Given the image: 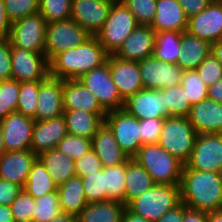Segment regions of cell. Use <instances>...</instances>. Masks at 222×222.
<instances>
[{
  "mask_svg": "<svg viewBox=\"0 0 222 222\" xmlns=\"http://www.w3.org/2000/svg\"><path fill=\"white\" fill-rule=\"evenodd\" d=\"M181 202L203 212L222 210L221 174L197 171L183 165L180 183Z\"/></svg>",
  "mask_w": 222,
  "mask_h": 222,
  "instance_id": "6da1fadb",
  "label": "cell"
},
{
  "mask_svg": "<svg viewBox=\"0 0 222 222\" xmlns=\"http://www.w3.org/2000/svg\"><path fill=\"white\" fill-rule=\"evenodd\" d=\"M109 54L95 36L83 44L55 55L49 61V75L61 80L79 79L107 62Z\"/></svg>",
  "mask_w": 222,
  "mask_h": 222,
  "instance_id": "7a4b0ae2",
  "label": "cell"
},
{
  "mask_svg": "<svg viewBox=\"0 0 222 222\" xmlns=\"http://www.w3.org/2000/svg\"><path fill=\"white\" fill-rule=\"evenodd\" d=\"M132 159L150 174L155 184L180 185L184 164L158 143L142 145Z\"/></svg>",
  "mask_w": 222,
  "mask_h": 222,
  "instance_id": "3957f363",
  "label": "cell"
},
{
  "mask_svg": "<svg viewBox=\"0 0 222 222\" xmlns=\"http://www.w3.org/2000/svg\"><path fill=\"white\" fill-rule=\"evenodd\" d=\"M180 203V185L154 184L141 196L131 200L126 207L146 220L156 222Z\"/></svg>",
  "mask_w": 222,
  "mask_h": 222,
  "instance_id": "277c9868",
  "label": "cell"
},
{
  "mask_svg": "<svg viewBox=\"0 0 222 222\" xmlns=\"http://www.w3.org/2000/svg\"><path fill=\"white\" fill-rule=\"evenodd\" d=\"M196 136L188 117L170 116L164 119L157 143L185 165L192 155Z\"/></svg>",
  "mask_w": 222,
  "mask_h": 222,
  "instance_id": "5b68a950",
  "label": "cell"
},
{
  "mask_svg": "<svg viewBox=\"0 0 222 222\" xmlns=\"http://www.w3.org/2000/svg\"><path fill=\"white\" fill-rule=\"evenodd\" d=\"M138 25L135 16L123 2L115 0L108 18L95 37L109 55H114Z\"/></svg>",
  "mask_w": 222,
  "mask_h": 222,
  "instance_id": "8992f818",
  "label": "cell"
},
{
  "mask_svg": "<svg viewBox=\"0 0 222 222\" xmlns=\"http://www.w3.org/2000/svg\"><path fill=\"white\" fill-rule=\"evenodd\" d=\"M91 35L72 19L47 23L44 54L50 61L55 55L77 47Z\"/></svg>",
  "mask_w": 222,
  "mask_h": 222,
  "instance_id": "52a82bcc",
  "label": "cell"
},
{
  "mask_svg": "<svg viewBox=\"0 0 222 222\" xmlns=\"http://www.w3.org/2000/svg\"><path fill=\"white\" fill-rule=\"evenodd\" d=\"M104 123L112 131L121 150L133 158L142 146L139 120L122 108L109 111Z\"/></svg>",
  "mask_w": 222,
  "mask_h": 222,
  "instance_id": "ba28073f",
  "label": "cell"
},
{
  "mask_svg": "<svg viewBox=\"0 0 222 222\" xmlns=\"http://www.w3.org/2000/svg\"><path fill=\"white\" fill-rule=\"evenodd\" d=\"M78 80L96 95L100 105L107 112L124 107V100L119 95L118 88L112 80L109 68V56L105 64L92 69Z\"/></svg>",
  "mask_w": 222,
  "mask_h": 222,
  "instance_id": "9c48e42d",
  "label": "cell"
},
{
  "mask_svg": "<svg viewBox=\"0 0 222 222\" xmlns=\"http://www.w3.org/2000/svg\"><path fill=\"white\" fill-rule=\"evenodd\" d=\"M46 20L39 12L11 24L9 39L13 46L44 54Z\"/></svg>",
  "mask_w": 222,
  "mask_h": 222,
  "instance_id": "30bf717a",
  "label": "cell"
},
{
  "mask_svg": "<svg viewBox=\"0 0 222 222\" xmlns=\"http://www.w3.org/2000/svg\"><path fill=\"white\" fill-rule=\"evenodd\" d=\"M186 165L197 171L220 173L222 169V133L197 134L192 155Z\"/></svg>",
  "mask_w": 222,
  "mask_h": 222,
  "instance_id": "8fae6325",
  "label": "cell"
},
{
  "mask_svg": "<svg viewBox=\"0 0 222 222\" xmlns=\"http://www.w3.org/2000/svg\"><path fill=\"white\" fill-rule=\"evenodd\" d=\"M12 76L21 82L42 81L49 76V61L45 54L20 49L11 44Z\"/></svg>",
  "mask_w": 222,
  "mask_h": 222,
  "instance_id": "7c38bea8",
  "label": "cell"
},
{
  "mask_svg": "<svg viewBox=\"0 0 222 222\" xmlns=\"http://www.w3.org/2000/svg\"><path fill=\"white\" fill-rule=\"evenodd\" d=\"M140 76L145 89H165L180 85L184 70L177 64L160 61L154 56L139 62Z\"/></svg>",
  "mask_w": 222,
  "mask_h": 222,
  "instance_id": "4fadbf2b",
  "label": "cell"
},
{
  "mask_svg": "<svg viewBox=\"0 0 222 222\" xmlns=\"http://www.w3.org/2000/svg\"><path fill=\"white\" fill-rule=\"evenodd\" d=\"M124 110L138 120L169 117L165 95L161 89H141L124 101Z\"/></svg>",
  "mask_w": 222,
  "mask_h": 222,
  "instance_id": "5bb4252c",
  "label": "cell"
},
{
  "mask_svg": "<svg viewBox=\"0 0 222 222\" xmlns=\"http://www.w3.org/2000/svg\"><path fill=\"white\" fill-rule=\"evenodd\" d=\"M115 0H72L70 19L95 36L108 18Z\"/></svg>",
  "mask_w": 222,
  "mask_h": 222,
  "instance_id": "9a60e30c",
  "label": "cell"
},
{
  "mask_svg": "<svg viewBox=\"0 0 222 222\" xmlns=\"http://www.w3.org/2000/svg\"><path fill=\"white\" fill-rule=\"evenodd\" d=\"M4 146L7 152L29 150L35 121L21 113L13 112L0 120Z\"/></svg>",
  "mask_w": 222,
  "mask_h": 222,
  "instance_id": "2e32d148",
  "label": "cell"
},
{
  "mask_svg": "<svg viewBox=\"0 0 222 222\" xmlns=\"http://www.w3.org/2000/svg\"><path fill=\"white\" fill-rule=\"evenodd\" d=\"M186 31L211 44L222 39V2L212 1L199 14L188 18Z\"/></svg>",
  "mask_w": 222,
  "mask_h": 222,
  "instance_id": "e0dca14e",
  "label": "cell"
},
{
  "mask_svg": "<svg viewBox=\"0 0 222 222\" xmlns=\"http://www.w3.org/2000/svg\"><path fill=\"white\" fill-rule=\"evenodd\" d=\"M63 113V80L49 75L40 81L34 121L53 119Z\"/></svg>",
  "mask_w": 222,
  "mask_h": 222,
  "instance_id": "ac0fdd59",
  "label": "cell"
},
{
  "mask_svg": "<svg viewBox=\"0 0 222 222\" xmlns=\"http://www.w3.org/2000/svg\"><path fill=\"white\" fill-rule=\"evenodd\" d=\"M156 32L150 25H138L114 54L125 61L140 62L153 56Z\"/></svg>",
  "mask_w": 222,
  "mask_h": 222,
  "instance_id": "d6986e66",
  "label": "cell"
},
{
  "mask_svg": "<svg viewBox=\"0 0 222 222\" xmlns=\"http://www.w3.org/2000/svg\"><path fill=\"white\" fill-rule=\"evenodd\" d=\"M66 119L64 115L35 122L31 137L30 150L36 155L54 149L67 135Z\"/></svg>",
  "mask_w": 222,
  "mask_h": 222,
  "instance_id": "ffe728a7",
  "label": "cell"
},
{
  "mask_svg": "<svg viewBox=\"0 0 222 222\" xmlns=\"http://www.w3.org/2000/svg\"><path fill=\"white\" fill-rule=\"evenodd\" d=\"M109 68L112 80L124 101L143 89L139 62L125 61L109 55Z\"/></svg>",
  "mask_w": 222,
  "mask_h": 222,
  "instance_id": "44dd1931",
  "label": "cell"
},
{
  "mask_svg": "<svg viewBox=\"0 0 222 222\" xmlns=\"http://www.w3.org/2000/svg\"><path fill=\"white\" fill-rule=\"evenodd\" d=\"M188 119L197 134L222 133V103L207 98L192 105Z\"/></svg>",
  "mask_w": 222,
  "mask_h": 222,
  "instance_id": "7402d4cb",
  "label": "cell"
},
{
  "mask_svg": "<svg viewBox=\"0 0 222 222\" xmlns=\"http://www.w3.org/2000/svg\"><path fill=\"white\" fill-rule=\"evenodd\" d=\"M63 110H82L89 113H108L95 94L78 79L63 80Z\"/></svg>",
  "mask_w": 222,
  "mask_h": 222,
  "instance_id": "603a6c76",
  "label": "cell"
},
{
  "mask_svg": "<svg viewBox=\"0 0 222 222\" xmlns=\"http://www.w3.org/2000/svg\"><path fill=\"white\" fill-rule=\"evenodd\" d=\"M36 159L30 149L6 152L0 158V178L24 187Z\"/></svg>",
  "mask_w": 222,
  "mask_h": 222,
  "instance_id": "cb8c5ba5",
  "label": "cell"
},
{
  "mask_svg": "<svg viewBox=\"0 0 222 222\" xmlns=\"http://www.w3.org/2000/svg\"><path fill=\"white\" fill-rule=\"evenodd\" d=\"M188 17L177 0H157L156 14L150 25L155 32L176 31L187 29Z\"/></svg>",
  "mask_w": 222,
  "mask_h": 222,
  "instance_id": "d4e9b609",
  "label": "cell"
},
{
  "mask_svg": "<svg viewBox=\"0 0 222 222\" xmlns=\"http://www.w3.org/2000/svg\"><path fill=\"white\" fill-rule=\"evenodd\" d=\"M92 149L103 167L124 163L129 157L121 150L112 131L103 123L92 138Z\"/></svg>",
  "mask_w": 222,
  "mask_h": 222,
  "instance_id": "484cf974",
  "label": "cell"
},
{
  "mask_svg": "<svg viewBox=\"0 0 222 222\" xmlns=\"http://www.w3.org/2000/svg\"><path fill=\"white\" fill-rule=\"evenodd\" d=\"M180 46L177 65L184 71L196 70L212 50L210 42L193 36L187 31L181 34Z\"/></svg>",
  "mask_w": 222,
  "mask_h": 222,
  "instance_id": "4316f807",
  "label": "cell"
},
{
  "mask_svg": "<svg viewBox=\"0 0 222 222\" xmlns=\"http://www.w3.org/2000/svg\"><path fill=\"white\" fill-rule=\"evenodd\" d=\"M67 133L92 139L103 125L107 113H89L82 110H64Z\"/></svg>",
  "mask_w": 222,
  "mask_h": 222,
  "instance_id": "83f0119b",
  "label": "cell"
},
{
  "mask_svg": "<svg viewBox=\"0 0 222 222\" xmlns=\"http://www.w3.org/2000/svg\"><path fill=\"white\" fill-rule=\"evenodd\" d=\"M60 208L63 213L78 216L88 204L80 176H73L57 186Z\"/></svg>",
  "mask_w": 222,
  "mask_h": 222,
  "instance_id": "f1b7e54d",
  "label": "cell"
},
{
  "mask_svg": "<svg viewBox=\"0 0 222 222\" xmlns=\"http://www.w3.org/2000/svg\"><path fill=\"white\" fill-rule=\"evenodd\" d=\"M37 158L43 163L57 186L76 175L75 161L61 153L57 148L46 151Z\"/></svg>",
  "mask_w": 222,
  "mask_h": 222,
  "instance_id": "f546056e",
  "label": "cell"
},
{
  "mask_svg": "<svg viewBox=\"0 0 222 222\" xmlns=\"http://www.w3.org/2000/svg\"><path fill=\"white\" fill-rule=\"evenodd\" d=\"M154 184L150 174L141 165L132 158L126 160L125 205L141 196Z\"/></svg>",
  "mask_w": 222,
  "mask_h": 222,
  "instance_id": "4dcf8cb0",
  "label": "cell"
},
{
  "mask_svg": "<svg viewBox=\"0 0 222 222\" xmlns=\"http://www.w3.org/2000/svg\"><path fill=\"white\" fill-rule=\"evenodd\" d=\"M125 208L118 201L90 203L77 216L78 222H121Z\"/></svg>",
  "mask_w": 222,
  "mask_h": 222,
  "instance_id": "1f68e13d",
  "label": "cell"
},
{
  "mask_svg": "<svg viewBox=\"0 0 222 222\" xmlns=\"http://www.w3.org/2000/svg\"><path fill=\"white\" fill-rule=\"evenodd\" d=\"M34 199L57 190L43 163L37 158L31 166L27 181L23 187Z\"/></svg>",
  "mask_w": 222,
  "mask_h": 222,
  "instance_id": "d6a6232c",
  "label": "cell"
},
{
  "mask_svg": "<svg viewBox=\"0 0 222 222\" xmlns=\"http://www.w3.org/2000/svg\"><path fill=\"white\" fill-rule=\"evenodd\" d=\"M181 32H156L153 56L160 61L177 64L178 54L181 51Z\"/></svg>",
  "mask_w": 222,
  "mask_h": 222,
  "instance_id": "836d02e7",
  "label": "cell"
},
{
  "mask_svg": "<svg viewBox=\"0 0 222 222\" xmlns=\"http://www.w3.org/2000/svg\"><path fill=\"white\" fill-rule=\"evenodd\" d=\"M107 201L125 204L126 161L116 166L103 167Z\"/></svg>",
  "mask_w": 222,
  "mask_h": 222,
  "instance_id": "e575fe53",
  "label": "cell"
},
{
  "mask_svg": "<svg viewBox=\"0 0 222 222\" xmlns=\"http://www.w3.org/2000/svg\"><path fill=\"white\" fill-rule=\"evenodd\" d=\"M35 204L32 217L35 222H50L62 212L57 190L35 198Z\"/></svg>",
  "mask_w": 222,
  "mask_h": 222,
  "instance_id": "d590c367",
  "label": "cell"
},
{
  "mask_svg": "<svg viewBox=\"0 0 222 222\" xmlns=\"http://www.w3.org/2000/svg\"><path fill=\"white\" fill-rule=\"evenodd\" d=\"M180 84L191 106L208 98V86L200 79L197 70L184 71Z\"/></svg>",
  "mask_w": 222,
  "mask_h": 222,
  "instance_id": "8d00e7d4",
  "label": "cell"
},
{
  "mask_svg": "<svg viewBox=\"0 0 222 222\" xmlns=\"http://www.w3.org/2000/svg\"><path fill=\"white\" fill-rule=\"evenodd\" d=\"M40 81L21 82L16 112L35 118Z\"/></svg>",
  "mask_w": 222,
  "mask_h": 222,
  "instance_id": "74e56055",
  "label": "cell"
},
{
  "mask_svg": "<svg viewBox=\"0 0 222 222\" xmlns=\"http://www.w3.org/2000/svg\"><path fill=\"white\" fill-rule=\"evenodd\" d=\"M165 95L166 106L170 116L188 117L191 104L185 94L183 86L180 84L174 87L161 89Z\"/></svg>",
  "mask_w": 222,
  "mask_h": 222,
  "instance_id": "f35d334b",
  "label": "cell"
},
{
  "mask_svg": "<svg viewBox=\"0 0 222 222\" xmlns=\"http://www.w3.org/2000/svg\"><path fill=\"white\" fill-rule=\"evenodd\" d=\"M72 0H39L38 12L47 23L70 19Z\"/></svg>",
  "mask_w": 222,
  "mask_h": 222,
  "instance_id": "ab89813d",
  "label": "cell"
},
{
  "mask_svg": "<svg viewBox=\"0 0 222 222\" xmlns=\"http://www.w3.org/2000/svg\"><path fill=\"white\" fill-rule=\"evenodd\" d=\"M81 180L88 204L107 201L104 169L96 173L86 174V176L81 177Z\"/></svg>",
  "mask_w": 222,
  "mask_h": 222,
  "instance_id": "60d3db41",
  "label": "cell"
},
{
  "mask_svg": "<svg viewBox=\"0 0 222 222\" xmlns=\"http://www.w3.org/2000/svg\"><path fill=\"white\" fill-rule=\"evenodd\" d=\"M20 83L10 79L0 82V120L16 112Z\"/></svg>",
  "mask_w": 222,
  "mask_h": 222,
  "instance_id": "b9f144b4",
  "label": "cell"
},
{
  "mask_svg": "<svg viewBox=\"0 0 222 222\" xmlns=\"http://www.w3.org/2000/svg\"><path fill=\"white\" fill-rule=\"evenodd\" d=\"M61 153L76 161L92 149V139L67 134L56 147Z\"/></svg>",
  "mask_w": 222,
  "mask_h": 222,
  "instance_id": "7bdbcfd3",
  "label": "cell"
},
{
  "mask_svg": "<svg viewBox=\"0 0 222 222\" xmlns=\"http://www.w3.org/2000/svg\"><path fill=\"white\" fill-rule=\"evenodd\" d=\"M135 16L139 25H151L156 14L157 0H121Z\"/></svg>",
  "mask_w": 222,
  "mask_h": 222,
  "instance_id": "ee69618b",
  "label": "cell"
},
{
  "mask_svg": "<svg viewBox=\"0 0 222 222\" xmlns=\"http://www.w3.org/2000/svg\"><path fill=\"white\" fill-rule=\"evenodd\" d=\"M7 17L11 23L38 12L39 0H4Z\"/></svg>",
  "mask_w": 222,
  "mask_h": 222,
  "instance_id": "f6af8a7d",
  "label": "cell"
},
{
  "mask_svg": "<svg viewBox=\"0 0 222 222\" xmlns=\"http://www.w3.org/2000/svg\"><path fill=\"white\" fill-rule=\"evenodd\" d=\"M200 79L208 87L222 79V64L211 52L196 69Z\"/></svg>",
  "mask_w": 222,
  "mask_h": 222,
  "instance_id": "bcb514c9",
  "label": "cell"
},
{
  "mask_svg": "<svg viewBox=\"0 0 222 222\" xmlns=\"http://www.w3.org/2000/svg\"><path fill=\"white\" fill-rule=\"evenodd\" d=\"M10 207L16 222L30 221L36 207L35 199L22 190Z\"/></svg>",
  "mask_w": 222,
  "mask_h": 222,
  "instance_id": "7dc6e473",
  "label": "cell"
},
{
  "mask_svg": "<svg viewBox=\"0 0 222 222\" xmlns=\"http://www.w3.org/2000/svg\"><path fill=\"white\" fill-rule=\"evenodd\" d=\"M164 119L139 120L142 145L157 143L162 131Z\"/></svg>",
  "mask_w": 222,
  "mask_h": 222,
  "instance_id": "c3c4849f",
  "label": "cell"
},
{
  "mask_svg": "<svg viewBox=\"0 0 222 222\" xmlns=\"http://www.w3.org/2000/svg\"><path fill=\"white\" fill-rule=\"evenodd\" d=\"M103 166L100 159L93 149L86 152L75 161V172L77 176H86V174L96 173L101 171Z\"/></svg>",
  "mask_w": 222,
  "mask_h": 222,
  "instance_id": "681fc988",
  "label": "cell"
},
{
  "mask_svg": "<svg viewBox=\"0 0 222 222\" xmlns=\"http://www.w3.org/2000/svg\"><path fill=\"white\" fill-rule=\"evenodd\" d=\"M11 42L9 38L0 39V82L12 76Z\"/></svg>",
  "mask_w": 222,
  "mask_h": 222,
  "instance_id": "f907efd6",
  "label": "cell"
},
{
  "mask_svg": "<svg viewBox=\"0 0 222 222\" xmlns=\"http://www.w3.org/2000/svg\"><path fill=\"white\" fill-rule=\"evenodd\" d=\"M22 190V186L0 178V205L10 206Z\"/></svg>",
  "mask_w": 222,
  "mask_h": 222,
  "instance_id": "816d5d0a",
  "label": "cell"
},
{
  "mask_svg": "<svg viewBox=\"0 0 222 222\" xmlns=\"http://www.w3.org/2000/svg\"><path fill=\"white\" fill-rule=\"evenodd\" d=\"M185 15L190 18L199 14L212 2L211 0H177Z\"/></svg>",
  "mask_w": 222,
  "mask_h": 222,
  "instance_id": "f5cc1de1",
  "label": "cell"
},
{
  "mask_svg": "<svg viewBox=\"0 0 222 222\" xmlns=\"http://www.w3.org/2000/svg\"><path fill=\"white\" fill-rule=\"evenodd\" d=\"M183 222H207V212L191 209L183 204Z\"/></svg>",
  "mask_w": 222,
  "mask_h": 222,
  "instance_id": "db71d44e",
  "label": "cell"
},
{
  "mask_svg": "<svg viewBox=\"0 0 222 222\" xmlns=\"http://www.w3.org/2000/svg\"><path fill=\"white\" fill-rule=\"evenodd\" d=\"M11 24L6 14L4 0H0V39L9 38Z\"/></svg>",
  "mask_w": 222,
  "mask_h": 222,
  "instance_id": "11a10c76",
  "label": "cell"
},
{
  "mask_svg": "<svg viewBox=\"0 0 222 222\" xmlns=\"http://www.w3.org/2000/svg\"><path fill=\"white\" fill-rule=\"evenodd\" d=\"M156 222H183V203L167 211Z\"/></svg>",
  "mask_w": 222,
  "mask_h": 222,
  "instance_id": "9f6ffc18",
  "label": "cell"
},
{
  "mask_svg": "<svg viewBox=\"0 0 222 222\" xmlns=\"http://www.w3.org/2000/svg\"><path fill=\"white\" fill-rule=\"evenodd\" d=\"M208 98L222 103V79L208 87Z\"/></svg>",
  "mask_w": 222,
  "mask_h": 222,
  "instance_id": "6f0895ef",
  "label": "cell"
},
{
  "mask_svg": "<svg viewBox=\"0 0 222 222\" xmlns=\"http://www.w3.org/2000/svg\"><path fill=\"white\" fill-rule=\"evenodd\" d=\"M121 222H150L146 220L144 217L137 215L130 211L127 207L125 208Z\"/></svg>",
  "mask_w": 222,
  "mask_h": 222,
  "instance_id": "680465c9",
  "label": "cell"
},
{
  "mask_svg": "<svg viewBox=\"0 0 222 222\" xmlns=\"http://www.w3.org/2000/svg\"><path fill=\"white\" fill-rule=\"evenodd\" d=\"M0 222H16L8 205H0Z\"/></svg>",
  "mask_w": 222,
  "mask_h": 222,
  "instance_id": "91938a15",
  "label": "cell"
},
{
  "mask_svg": "<svg viewBox=\"0 0 222 222\" xmlns=\"http://www.w3.org/2000/svg\"><path fill=\"white\" fill-rule=\"evenodd\" d=\"M50 222H78V218L71 214H66V213L61 212L58 216H56Z\"/></svg>",
  "mask_w": 222,
  "mask_h": 222,
  "instance_id": "94428289",
  "label": "cell"
},
{
  "mask_svg": "<svg viewBox=\"0 0 222 222\" xmlns=\"http://www.w3.org/2000/svg\"><path fill=\"white\" fill-rule=\"evenodd\" d=\"M211 52L222 64V39L220 41H215L214 43H212Z\"/></svg>",
  "mask_w": 222,
  "mask_h": 222,
  "instance_id": "6125c7cd",
  "label": "cell"
},
{
  "mask_svg": "<svg viewBox=\"0 0 222 222\" xmlns=\"http://www.w3.org/2000/svg\"><path fill=\"white\" fill-rule=\"evenodd\" d=\"M207 222H222V210L207 212Z\"/></svg>",
  "mask_w": 222,
  "mask_h": 222,
  "instance_id": "be15d7a7",
  "label": "cell"
},
{
  "mask_svg": "<svg viewBox=\"0 0 222 222\" xmlns=\"http://www.w3.org/2000/svg\"><path fill=\"white\" fill-rule=\"evenodd\" d=\"M6 149L4 146V141H3V132H2V127L0 123V158L6 153Z\"/></svg>",
  "mask_w": 222,
  "mask_h": 222,
  "instance_id": "e7e4bbea",
  "label": "cell"
},
{
  "mask_svg": "<svg viewBox=\"0 0 222 222\" xmlns=\"http://www.w3.org/2000/svg\"><path fill=\"white\" fill-rule=\"evenodd\" d=\"M22 222H35V221H33V220H30V221H22Z\"/></svg>",
  "mask_w": 222,
  "mask_h": 222,
  "instance_id": "03108f58",
  "label": "cell"
}]
</instances>
